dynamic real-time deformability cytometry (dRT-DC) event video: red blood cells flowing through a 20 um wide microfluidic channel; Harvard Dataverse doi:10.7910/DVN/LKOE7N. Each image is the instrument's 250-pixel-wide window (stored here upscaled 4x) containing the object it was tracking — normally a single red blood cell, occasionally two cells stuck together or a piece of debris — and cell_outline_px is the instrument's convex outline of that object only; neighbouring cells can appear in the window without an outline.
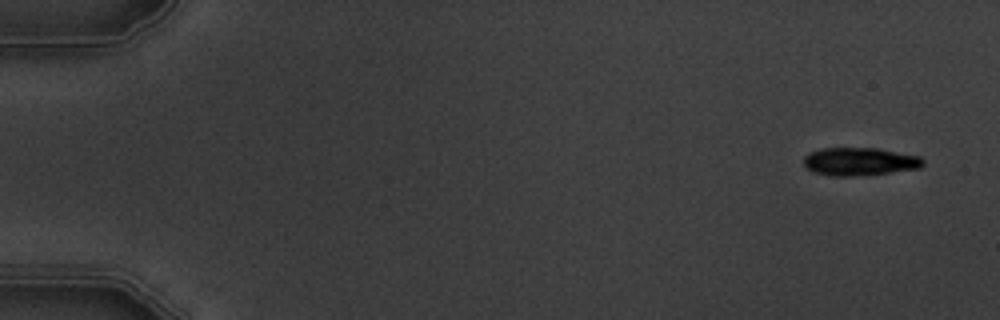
{"species": "common noctule bat (a hibernating species)", "species_latin": "Nyctalus noctula", "temperature_condition": "warm", "stored_images_in_passage": 6, "segment_of_instrument_passage": [1, 2], "camera_frame_rate_fps": 3000, "um_per_image_px": 0.085, "animal": {"sex": "male", "body_mass_g": 19.5, "forearm_length_mm": 54.6}, "frame": {"image": 1, "passage_image": 1, "time_ms": 0.0, "image_size_px": [1000, 320], "cell_outline_px": [[924, 164], [920, 168], [888, 172], [852, 176], [828, 176], [812, 172], [804, 168], [804, 156], [808, 152], [820, 148], [876, 148], [920, 156], [924, 160]], "centroid_in_image_um": [73.0, 13.73], "position_along_channel_um": 12.0, "area_um2": 19.59}}
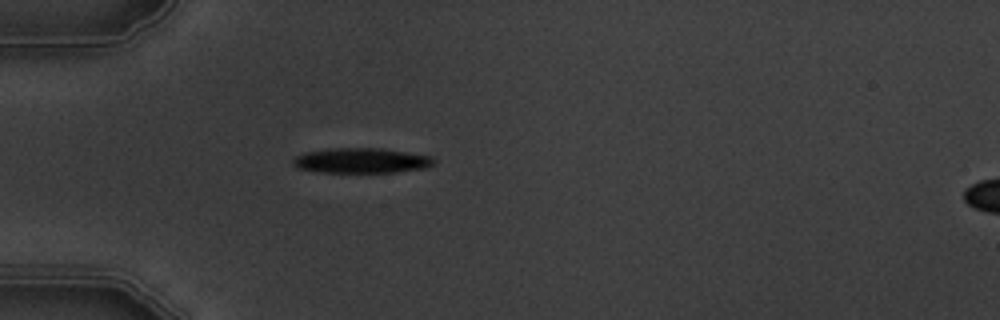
{"frame": {"image": 2, "passage_image": 5, "time_ms": 4.667, "image_size_px": [1000, 320], "cell_outline_px": [[436, 160], [428, 168], [396, 172], [320, 172], [296, 168], [292, 164], [292, 160], [296, 156], [304, 152], [332, 148], [376, 148], [432, 156]], "centroid_in_image_um": [30.69, 13.65], "position_along_channel_um": 54.3, "area_um2": 20.58}}